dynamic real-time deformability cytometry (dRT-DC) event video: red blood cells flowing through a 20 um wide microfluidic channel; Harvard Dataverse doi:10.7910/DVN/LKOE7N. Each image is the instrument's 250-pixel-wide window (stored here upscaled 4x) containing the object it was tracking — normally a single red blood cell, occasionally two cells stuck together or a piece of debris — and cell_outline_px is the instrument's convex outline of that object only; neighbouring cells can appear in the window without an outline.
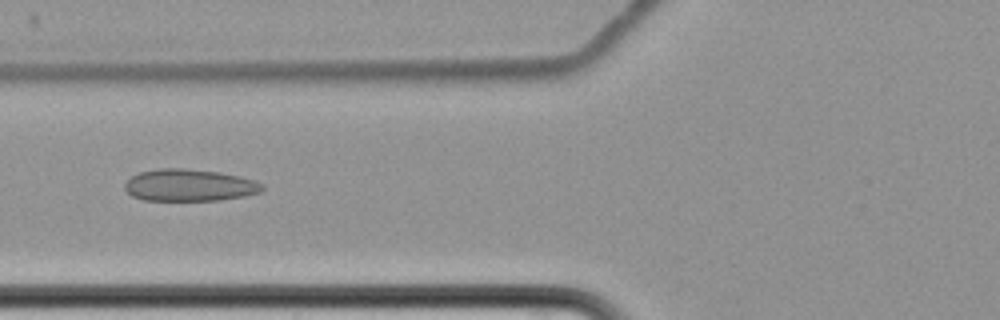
{"species": "common noctule bat (a hibernating species)", "species_latin": "Nyctalus noctula", "temperature_condition": "cold", "stored_images_in_passage": 8, "camera_frame_rate_fps": 3000, "um_per_image_px": 0.085, "animal": {"sex": "female", "body_mass_g": 22.7, "forearm_length_mm": 54.2}, "frame": {"image": 1, "passage_image": 8, "time_ms": 8.333, "image_size_px": [1000, 320], "cell_outline_px": [[264, 188], [260, 192], [244, 196], [220, 200], [144, 200], [132, 196], [124, 188], [124, 184], [132, 176], [140, 172], [156, 168], [184, 168], [220, 172], [256, 180], [264, 184]], "centroid_in_image_um": [16.11, 15.73], "position_along_channel_um": 109.7, "area_um2": 25.72}}